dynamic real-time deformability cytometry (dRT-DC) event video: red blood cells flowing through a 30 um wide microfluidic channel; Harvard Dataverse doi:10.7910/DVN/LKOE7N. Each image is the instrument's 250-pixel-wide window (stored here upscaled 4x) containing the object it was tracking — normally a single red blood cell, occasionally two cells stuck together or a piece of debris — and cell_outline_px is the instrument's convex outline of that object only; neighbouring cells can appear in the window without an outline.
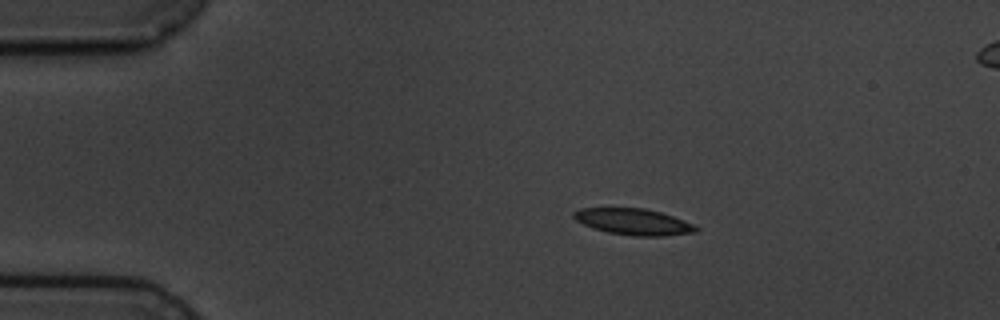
{"species": "common noctule bat (a hibernating species)", "species_latin": "Nyctalus noctula", "temperature_condition": "cold", "stored_images_in_passage": 4, "camera_frame_rate_fps": 3000, "um_per_image_px": 0.085, "animal": {"sex": "male", "body_mass_g": 19.5, "forearm_length_mm": 54.6}, "frame": {"image": 1, "passage_image": 1, "time_ms": 0.0, "image_size_px": [1000, 320], "cell_outline_px": [[700, 228], [696, 232], [664, 236], [632, 236], [608, 232], [584, 224], [576, 220], [572, 216], [572, 212], [580, 208], [644, 208], [660, 212], [684, 220]], "centroid_in_image_um": [53.85, 18.85], "position_along_channel_um": 31.1, "area_um2": 18.61}}
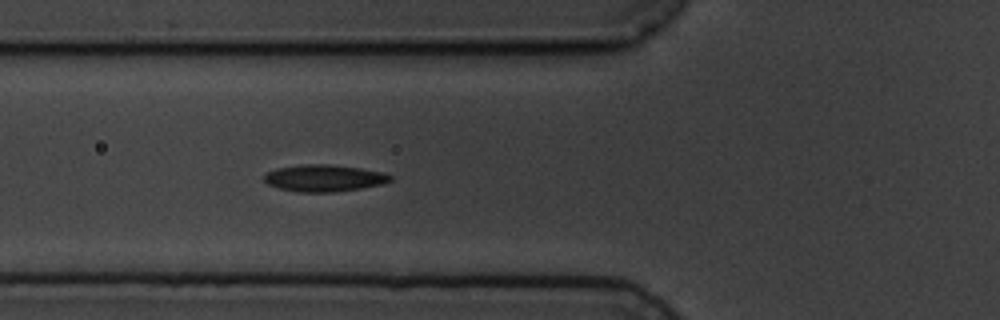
{"frame": {"image": 2, "passage_image": 4, "time_ms": 3.333, "image_size_px": [1000, 320], "cell_outline_px": [[392, 180], [384, 184], [360, 188], [332, 192], [296, 192], [280, 188], [268, 184], [264, 180], [264, 176], [268, 172], [276, 168], [304, 164], [328, 164], [360, 168], [384, 172], [392, 176]], "centroid_in_image_um": [27.57, 15.13], "position_along_channel_um": 98.2, "area_um2": 19.71}}